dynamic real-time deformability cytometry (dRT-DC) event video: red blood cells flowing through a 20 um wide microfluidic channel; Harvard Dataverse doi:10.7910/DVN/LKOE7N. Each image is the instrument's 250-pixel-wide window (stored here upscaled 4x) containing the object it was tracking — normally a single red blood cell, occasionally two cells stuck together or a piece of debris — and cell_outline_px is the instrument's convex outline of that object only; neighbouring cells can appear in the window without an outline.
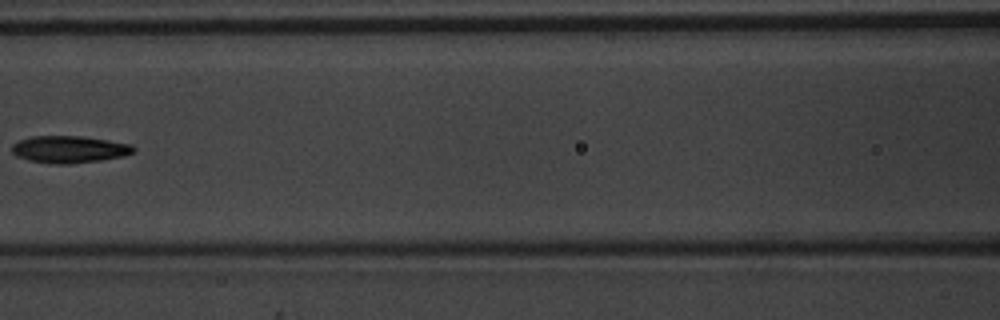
{"species": "common noctule bat (a hibernating species)", "species_latin": "Nyctalus noctula", "temperature_condition": "warm", "stored_images_in_passage": 7, "camera_frame_rate_fps": 3000, "um_per_image_px": 0.085, "animal": {"sex": "male", "body_mass_g": 20.1, "forearm_length_mm": 53.5}, "frame": {"image": 1, "passage_image": 6, "time_ms": 1.667, "image_size_px": [1000, 320], "cell_outline_px": [[136, 148], [132, 152], [124, 156], [100, 160], [68, 164], [56, 164], [28, 160], [16, 156], [12, 152], [12, 144], [20, 140], [32, 136], [80, 136], [108, 140], [132, 144]], "centroid_in_image_um": [5.88, 12.69], "position_along_channel_um": 160.7, "area_um2": 19.13}}
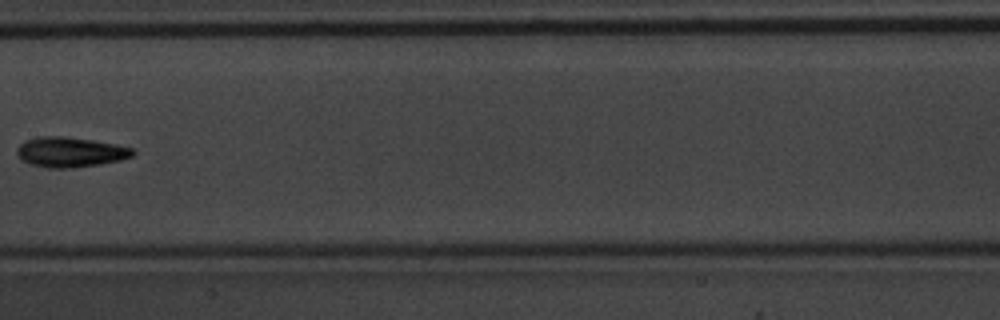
{"frame": {"image": 2, "passage_image": 7, "time_ms": 2.0, "image_size_px": [1000, 320], "cell_outline_px": [[136, 152], [132, 156], [120, 160], [100, 164], [68, 168], [48, 168], [32, 164], [24, 160], [16, 152], [16, 148], [24, 140], [40, 136], [64, 136], [92, 140], [116, 144], [132, 148]], "centroid_in_image_um": [5.98, 12.91], "position_along_channel_um": 201.4, "area_um2": 20.17}}